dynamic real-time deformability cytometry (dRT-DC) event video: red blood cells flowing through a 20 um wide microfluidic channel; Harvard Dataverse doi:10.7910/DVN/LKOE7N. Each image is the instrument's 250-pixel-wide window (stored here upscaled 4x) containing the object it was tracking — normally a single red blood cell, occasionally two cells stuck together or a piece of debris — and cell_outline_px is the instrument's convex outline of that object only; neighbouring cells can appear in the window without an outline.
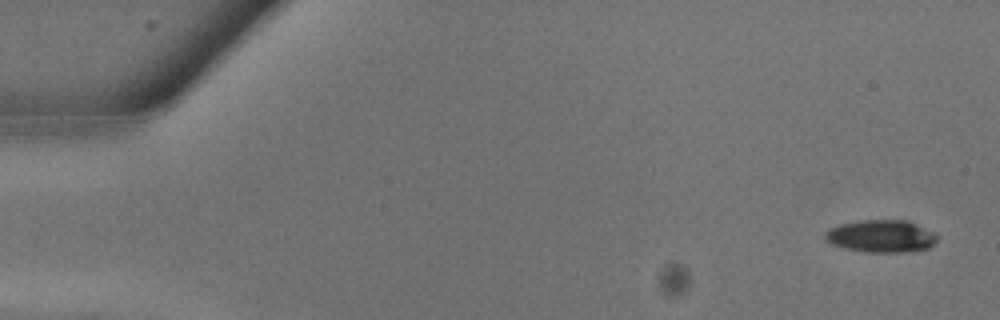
{"species": "common noctule bat (a hibernating species)", "species_latin": "Nyctalus noctula", "temperature_condition": "warm", "stored_images_in_passage": 9, "camera_frame_rate_fps": 3000, "um_per_image_px": 0.085, "animal": {"sex": "male", "body_mass_g": 13.3}, "frame": {"image": 1, "passage_image": 2, "time_ms": 0.333, "image_size_px": [1000, 320], "cell_outline_px": [[936, 240], [928, 248], [904, 252], [864, 252], [844, 248], [832, 244], [824, 240], [824, 232], [840, 224], [860, 220], [908, 220], [932, 232], [936, 236]], "centroid_in_image_um": [74.84, 20.07], "position_along_channel_um": 10.2, "area_um2": 21.04}}
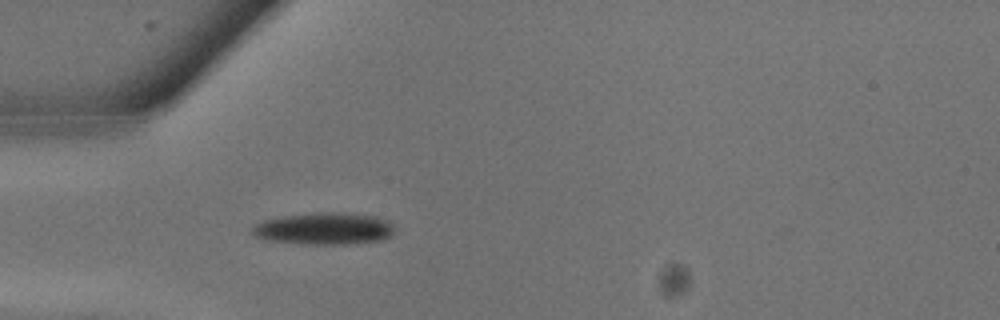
{"frame": {"image": 2, "passage_image": 9, "time_ms": 2.667, "image_size_px": [1000, 320], "cell_outline_px": [[392, 236], [384, 240], [348, 244], [300, 244], [268, 240], [252, 236], [252, 228], [256, 224], [264, 220], [284, 216], [320, 212], [340, 212], [376, 216], [388, 220], [392, 224]], "centroid_in_image_um": [27.57, 19.44], "position_along_channel_um": 57.4, "area_um2": 26.65}}